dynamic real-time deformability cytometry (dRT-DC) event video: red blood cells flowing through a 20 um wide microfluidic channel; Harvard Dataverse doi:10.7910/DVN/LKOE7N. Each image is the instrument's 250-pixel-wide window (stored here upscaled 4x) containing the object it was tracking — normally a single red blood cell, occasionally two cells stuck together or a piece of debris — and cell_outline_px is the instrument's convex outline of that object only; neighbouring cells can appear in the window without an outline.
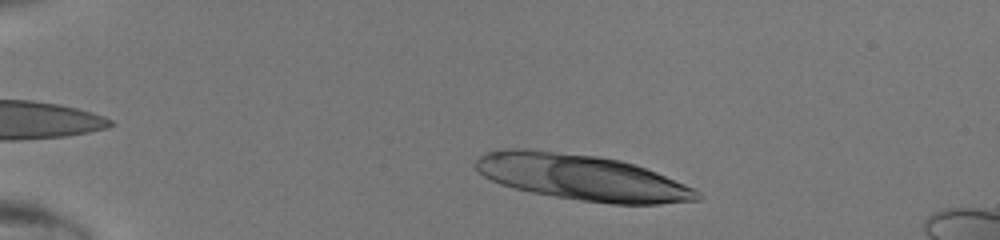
{"species": "human", "species_latin": "Homo sapiens", "temperature_condition": "room temperature", "stored_images_in_passage": 28, "camera_frame_rate_fps": 3000, "um_per_image_px": 0.085, "donor": {"sex": "male"}, "frame": {"image": 1, "passage_image": 5, "time_ms": 1.333, "image_size_px": [1000, 240], "cell_outline_px": [[704, 196], [700, 200], [656, 204], [612, 204], [580, 200], [532, 192], [500, 184], [484, 176], [472, 164], [480, 156], [488, 152], [512, 148], [528, 148], [596, 156], [620, 160], [636, 164], [656, 172], [684, 184], [700, 192]], "centroid_in_image_um": [49.47, 15.08], "position_along_channel_um": 35.5, "area_um2": 58.78}}
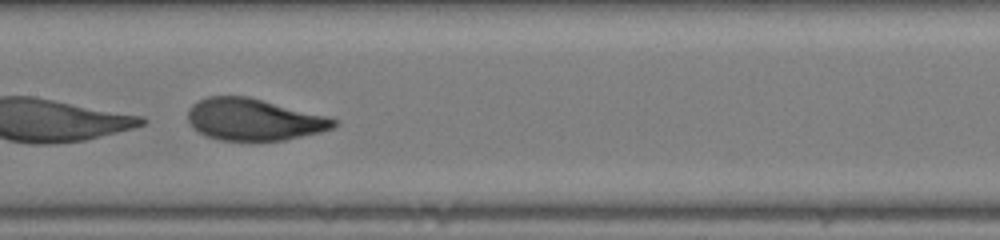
{"frame": {"image": 2, "passage_image": 21, "time_ms": 6.667, "image_size_px": [1000, 240], "cell_outline_px": [[336, 124], [332, 128], [320, 132], [284, 140], [220, 140], [208, 136], [200, 132], [188, 120], [188, 108], [192, 104], [208, 96], [248, 96], [264, 100], [324, 116], [336, 120]], "centroid_in_image_um": [21.54, 10.15], "position_along_channel_um": 185.9, "area_um2": 34.91}}
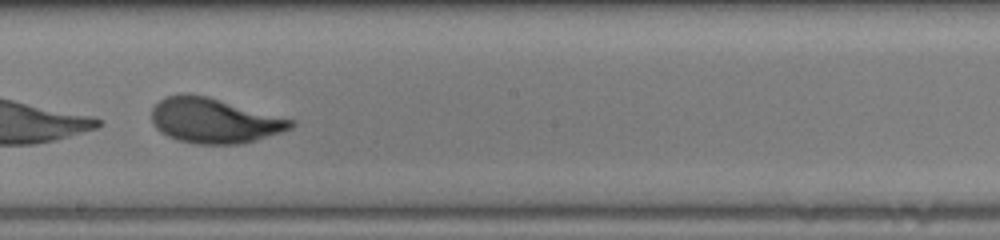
{"frame": {"image": 3, "passage_image": 24, "time_ms": 7.667, "image_size_px": [1000, 240], "cell_outline_px": [[296, 124], [292, 128], [256, 140], [240, 144], [200, 144], [180, 140], [168, 136], [160, 132], [156, 128], [152, 120], [152, 108], [164, 96], [180, 92], [188, 92], [208, 96], [296, 120]], "centroid_in_image_um": [18.2, 10.22], "position_along_channel_um": 230.0, "area_um2": 36.82}}